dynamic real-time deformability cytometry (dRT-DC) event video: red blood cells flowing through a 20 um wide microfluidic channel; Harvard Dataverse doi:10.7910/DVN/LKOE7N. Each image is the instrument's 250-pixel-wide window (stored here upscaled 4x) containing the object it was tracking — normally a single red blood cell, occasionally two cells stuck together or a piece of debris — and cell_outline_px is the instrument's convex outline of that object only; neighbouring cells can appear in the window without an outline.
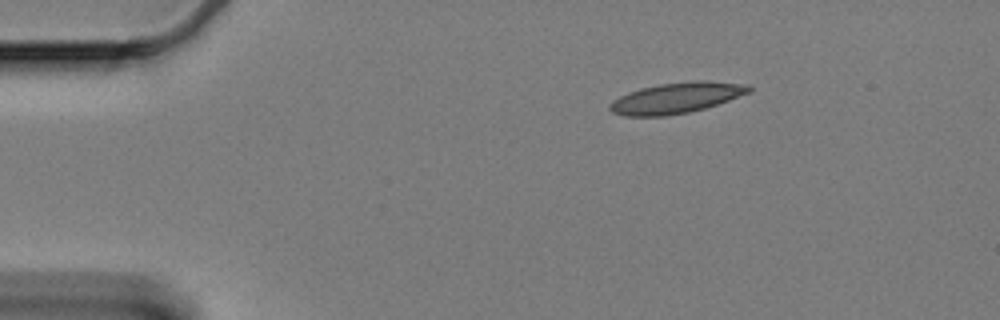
{"species": "Egyptian fruit bat (a non-hibernating species)", "species_latin": "Rousettus aegyptiacus", "temperature_condition": "cold", "stored_images_in_passage": 51, "camera_frame_rate_fps": 3000, "um_per_image_px": 0.085, "animal": {"sex": "female"}, "frame": {"image": 1, "passage_image": 1, "time_ms": 0.0, "image_size_px": [1000, 320], "cell_outline_px": [[752, 92], [704, 108], [688, 112], [664, 116], [624, 116], [612, 112], [608, 108], [608, 104], [612, 100], [628, 92], [640, 88], [660, 84], [692, 80], [708, 80], [752, 84]], "centroid_in_image_um": [57.51, 8.3], "position_along_channel_um": 27.5, "area_um2": 25.2}}
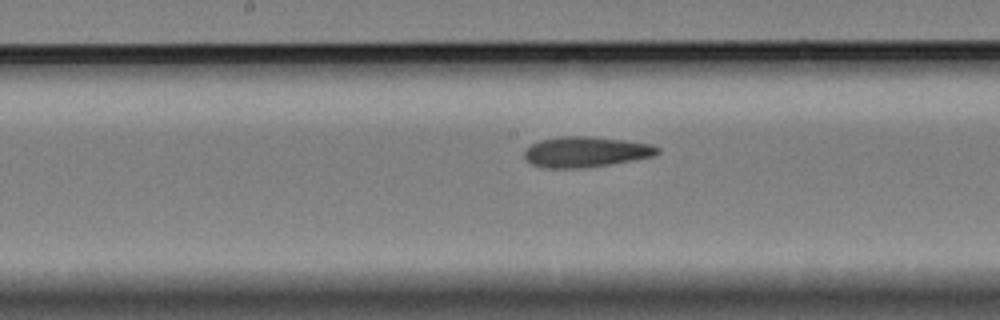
{"frame": {"image": 2, "passage_image": 22, "time_ms": 7.0, "image_size_px": [1000, 320], "cell_outline_px": [[660, 152], [652, 156], [632, 160], [608, 164], [580, 168], [544, 168], [532, 164], [524, 160], [524, 152], [532, 144], [540, 140], [560, 136], [588, 136], [624, 140], [652, 144], [660, 148]], "centroid_in_image_um": [49.76, 12.9], "position_along_channel_um": 198.4, "area_um2": 23.58}}
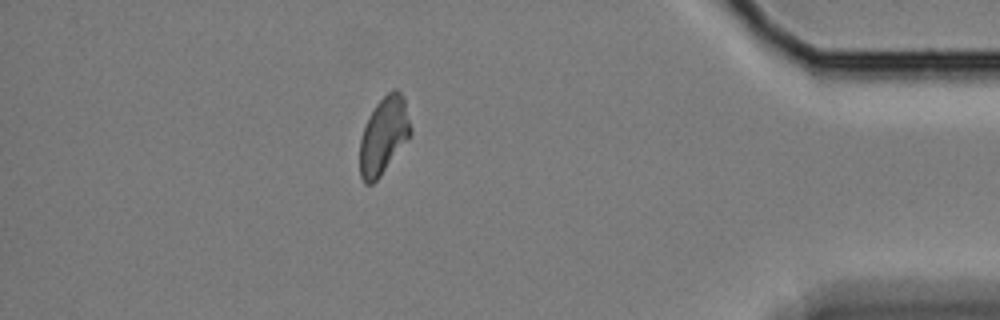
{"frame": {"image": 3, "passage_image": 44, "time_ms": 14.333, "image_size_px": [1000, 320], "cell_outline_px": [[412, 136], [380, 176], [372, 184], [364, 184], [360, 176], [360, 140], [364, 128], [376, 104], [392, 88], [396, 88], [404, 96], [412, 128]], "centroid_in_image_um": [32.65, 11.52], "position_along_channel_um": 402.5, "area_um2": 22.95}, "authors_computed_cell_mechanics": {"area_um2": 23.4668, "velocity_mm_per_s": 3.3174, "shape_relaxation_time_tau1_ms": null, "shape_relaxation_time_tau2_ms": 4.3359, "deformation_change_tau1": null, "deformation_change_tau2": 0.1267}}